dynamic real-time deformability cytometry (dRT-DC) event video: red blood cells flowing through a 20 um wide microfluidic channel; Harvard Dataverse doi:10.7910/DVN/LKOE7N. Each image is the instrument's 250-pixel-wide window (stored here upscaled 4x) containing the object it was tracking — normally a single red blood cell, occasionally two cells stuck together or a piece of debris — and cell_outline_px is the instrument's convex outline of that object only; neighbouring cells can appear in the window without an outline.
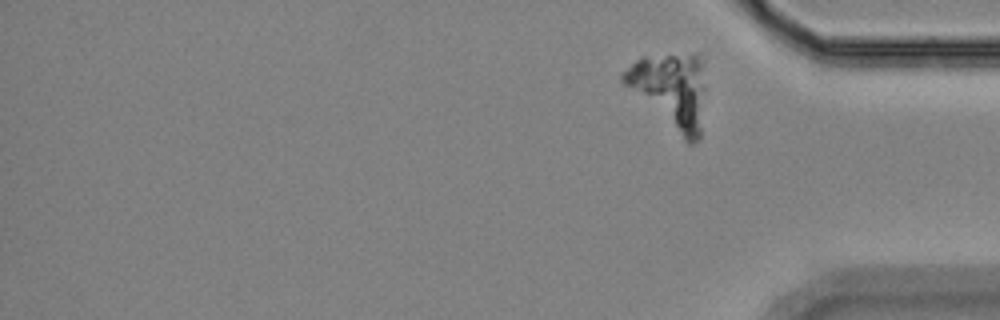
{"species": "Egyptian fruit bat (a non-hibernating species)", "species_latin": "Rousettus aegyptiacus", "temperature_condition": "room temperature", "stored_images_in_passage": 16, "segment_of_instrument_passage": [2, 2], "camera_frame_rate_fps": 3000, "um_per_image_px": 0.085, "animal": {"sex": "female"}, "frame": {"image": 1, "passage_image": 16, "time_ms": 19.333, "image_size_px": [1000, 320], "cell_outline_px": [[704, 88], [700, 136], [692, 144], [688, 144], [624, 84], [620, 80], [620, 72], [636, 60], [644, 56], [696, 56], [700, 64]], "centroid_in_image_um": [56.94, 7.72], "position_along_channel_um": 378.3, "area_um2": 34.62}}